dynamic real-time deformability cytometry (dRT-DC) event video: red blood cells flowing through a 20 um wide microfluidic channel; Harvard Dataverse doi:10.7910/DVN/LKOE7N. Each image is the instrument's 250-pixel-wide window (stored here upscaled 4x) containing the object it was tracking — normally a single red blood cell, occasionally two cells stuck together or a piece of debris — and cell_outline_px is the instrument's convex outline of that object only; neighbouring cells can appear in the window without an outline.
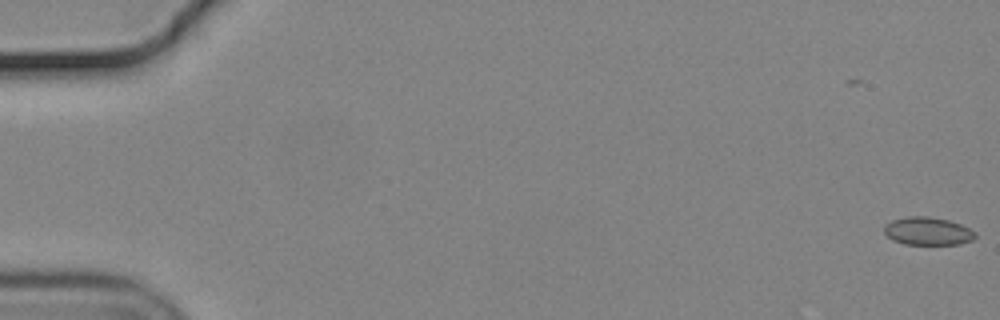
{"species": "common noctule bat (a hibernating species)", "species_latin": "Nyctalus noctula", "temperature_condition": "cold", "stored_images_in_passage": 57, "camera_frame_rate_fps": 3000, "um_per_image_px": 0.085, "animal": {"sex": "male", "body_mass_g": 19.2, "forearm_length_mm": 51.8}, "frame": {"image": 1, "passage_image": 1, "time_ms": 0.0, "image_size_px": [1000, 320], "cell_outline_px": [[976, 236], [972, 240], [960, 244], [904, 244], [892, 240], [884, 232], [884, 224], [892, 220], [908, 216], [928, 216], [948, 220], [960, 224], [976, 232]], "centroid_in_image_um": [78.84, 19.64], "position_along_channel_um": 6.2, "area_um2": 14.85}}
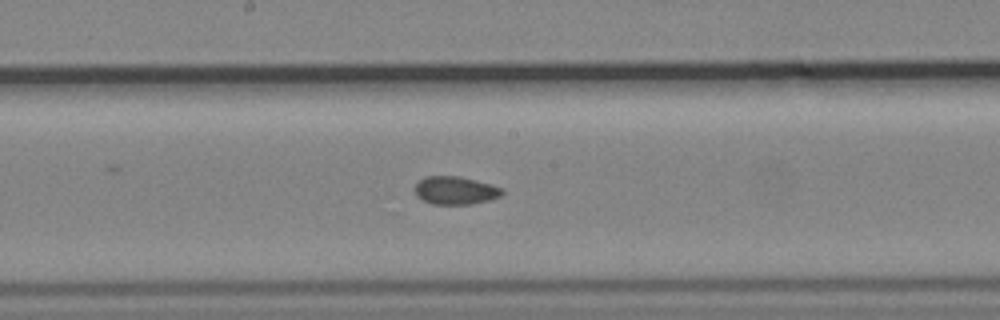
{"frame": {"image": 2, "passage_image": 31, "time_ms": 10.0, "image_size_px": [1000, 320], "cell_outline_px": [[504, 192], [500, 196], [488, 200], [472, 204], [432, 204], [416, 196], [412, 188], [424, 176], [460, 176], [492, 184], [504, 188]], "centroid_in_image_um": [38.69, 16.18], "position_along_channel_um": 209.5, "area_um2": 14.45}}
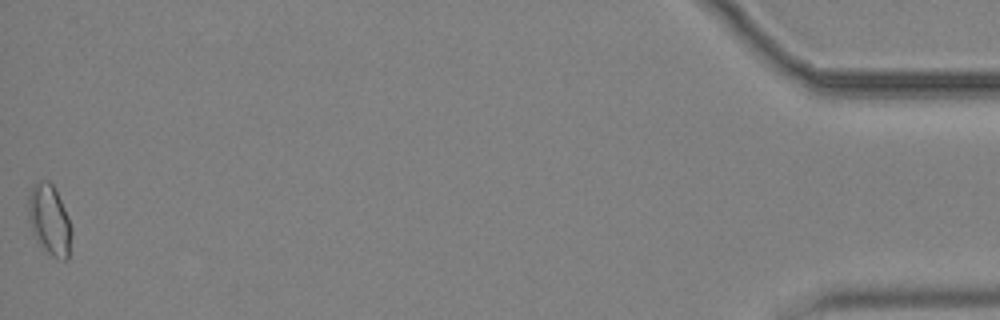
{"frame": {"image": 3, "passage_image": 57, "time_ms": 18.667, "image_size_px": [1000, 320], "cell_outline_px": [[72, 232], [68, 260], [64, 260], [52, 256], [44, 252], [36, 240], [32, 232], [28, 220], [28, 196], [32, 184], [36, 180], [48, 180], [52, 184], [68, 216], [72, 228]], "centroid_in_image_um": [4.18, 18.71], "position_along_channel_um": 431.0, "area_um2": 18.09}, "authors_computed_cell_mechanics": {"area_um2": 14.8546, "velocity_mm_per_s": 3.6676, "shape_relaxation_time_tau1_ms": null, "shape_relaxation_time_tau2_ms": 2.6858, "deformation_change_tau1": null, "deformation_change_tau2": 0.0695}}